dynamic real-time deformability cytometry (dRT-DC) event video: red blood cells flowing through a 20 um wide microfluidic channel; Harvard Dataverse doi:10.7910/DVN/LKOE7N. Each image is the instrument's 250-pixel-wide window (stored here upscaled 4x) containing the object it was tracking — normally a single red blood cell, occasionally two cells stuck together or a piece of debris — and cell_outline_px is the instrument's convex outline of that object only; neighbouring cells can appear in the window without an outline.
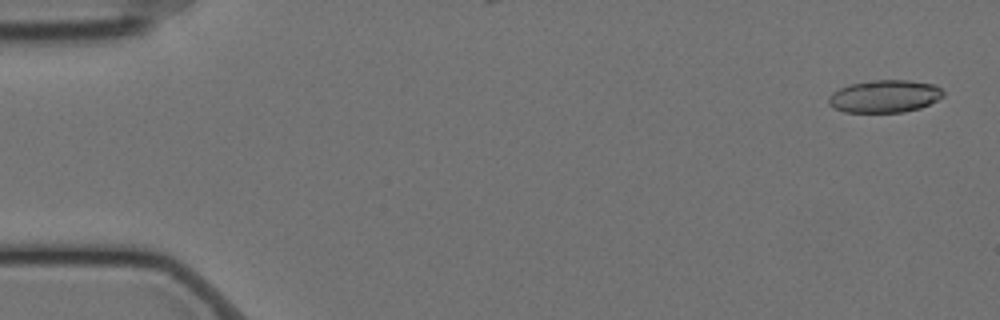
{"species": "Egyptian fruit bat (a non-hibernating species)", "species_latin": "Rousettus aegyptiacus", "temperature_condition": "cold", "stored_images_in_passage": 7, "camera_frame_rate_fps": 3000, "um_per_image_px": 0.085, "animal": {"sex": "female"}, "frame": {"image": 1, "passage_image": 1, "time_ms": 0.0, "image_size_px": [1000, 320], "cell_outline_px": [[944, 96], [920, 108], [904, 112], [844, 112], [828, 104], [828, 96], [832, 92], [848, 84], [876, 80], [908, 80], [936, 84], [944, 92]], "centroid_in_image_um": [75.19, 8.18], "position_along_channel_um": 9.8, "area_um2": 21.79}}